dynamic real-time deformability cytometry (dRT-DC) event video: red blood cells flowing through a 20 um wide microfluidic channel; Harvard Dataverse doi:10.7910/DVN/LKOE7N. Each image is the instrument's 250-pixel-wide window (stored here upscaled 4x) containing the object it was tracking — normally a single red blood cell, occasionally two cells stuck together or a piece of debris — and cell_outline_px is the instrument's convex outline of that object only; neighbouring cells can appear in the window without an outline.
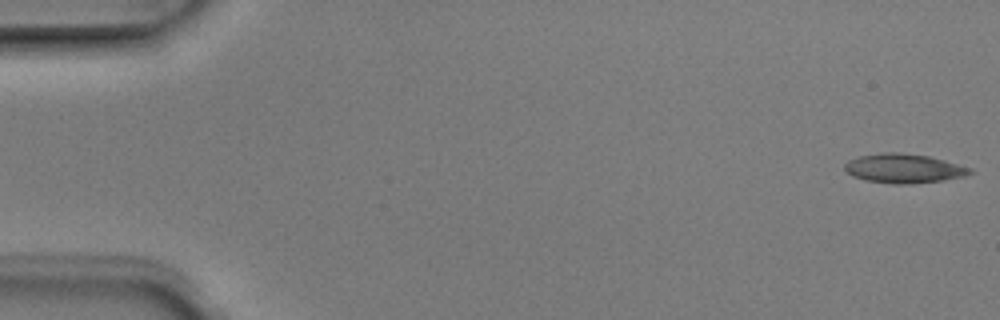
{"species": "Egyptian fruit bat (a non-hibernating species)", "species_latin": "Rousettus aegyptiacus", "temperature_condition": "room temperature", "stored_images_in_passage": 4, "camera_frame_rate_fps": 3000, "um_per_image_px": 0.085, "animal": {"sex": "male"}, "frame": {"image": 1, "passage_image": 1, "time_ms": 0.0, "image_size_px": [1000, 320], "cell_outline_px": [[972, 172], [964, 176], [944, 180], [912, 184], [892, 184], [864, 180], [852, 176], [844, 168], [844, 164], [848, 160], [860, 156], [880, 152], [900, 152], [928, 156], [944, 160], [972, 168]], "centroid_in_image_um": [76.8, 14.32], "position_along_channel_um": 8.2, "area_um2": 21.44}}
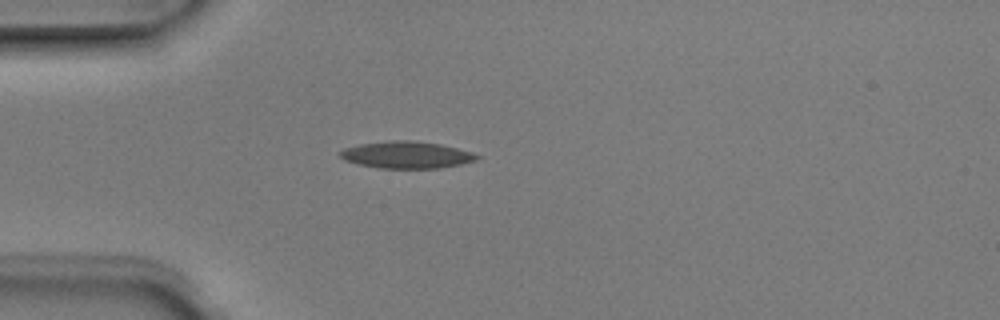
{"frame": {"image": 2, "passage_image": 4, "time_ms": 1.0, "image_size_px": [1000, 320], "cell_outline_px": [[480, 156], [476, 160], [460, 164], [440, 168], [380, 168], [360, 164], [344, 160], [340, 156], [340, 152], [344, 148], [360, 144], [392, 140], [416, 140], [440, 144], [472, 152]], "centroid_in_image_um": [34.56, 13.15], "position_along_channel_um": 50.4, "area_um2": 21.33}}